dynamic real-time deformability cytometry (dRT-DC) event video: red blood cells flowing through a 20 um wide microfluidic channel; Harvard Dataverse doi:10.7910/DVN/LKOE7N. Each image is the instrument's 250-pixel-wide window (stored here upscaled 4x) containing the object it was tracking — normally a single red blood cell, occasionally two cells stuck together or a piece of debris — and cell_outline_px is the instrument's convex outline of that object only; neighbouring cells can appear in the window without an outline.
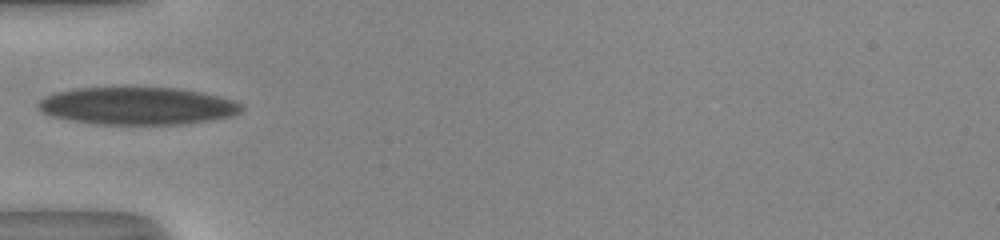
{"species": "human", "species_latin": "Homo sapiens", "temperature_condition": "room temperature", "stored_images_in_passage": 9, "camera_frame_rate_fps": 3000, "um_per_image_px": 0.085, "donor": {"sex": "male"}, "frame": {"image": 1, "passage_image": 1, "time_ms": 0.0, "image_size_px": [1000, 240], "cell_outline_px": [[244, 108], [240, 112], [232, 116], [212, 120], [184, 124], [96, 124], [72, 120], [52, 116], [44, 112], [36, 104], [44, 96], [56, 92], [76, 88], [124, 84], [180, 88], [220, 96], [236, 100]], "centroid_in_image_um": [11.69, 8.95], "position_along_channel_um": 73.3, "area_um2": 45.89}}